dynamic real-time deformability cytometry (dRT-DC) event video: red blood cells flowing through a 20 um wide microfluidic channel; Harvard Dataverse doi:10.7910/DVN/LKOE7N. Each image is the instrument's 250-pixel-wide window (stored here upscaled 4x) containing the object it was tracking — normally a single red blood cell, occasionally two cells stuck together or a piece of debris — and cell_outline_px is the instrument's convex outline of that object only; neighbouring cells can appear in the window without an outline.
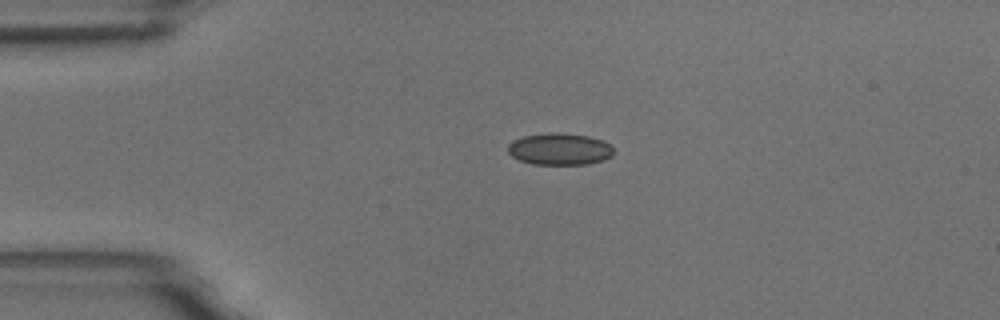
{"species": "common noctule bat (a hibernating species)", "species_latin": "Nyctalus noctula", "temperature_condition": "room temperature", "stored_images_in_passage": 2, "camera_frame_rate_fps": 3000, "um_per_image_px": 0.085, "animal": {"sex": "male", "body_mass_g": 18.8}, "frame": {"image": 1, "passage_image": 1, "time_ms": 0.0, "image_size_px": [1000, 320], "cell_outline_px": [[612, 156], [604, 160], [588, 164], [532, 164], [520, 160], [512, 156], [508, 152], [508, 144], [512, 140], [524, 136], [556, 132], [588, 136], [604, 140], [612, 148]], "centroid_in_image_um": [47.56, 12.67], "position_along_channel_um": 37.4, "area_um2": 19.54}}